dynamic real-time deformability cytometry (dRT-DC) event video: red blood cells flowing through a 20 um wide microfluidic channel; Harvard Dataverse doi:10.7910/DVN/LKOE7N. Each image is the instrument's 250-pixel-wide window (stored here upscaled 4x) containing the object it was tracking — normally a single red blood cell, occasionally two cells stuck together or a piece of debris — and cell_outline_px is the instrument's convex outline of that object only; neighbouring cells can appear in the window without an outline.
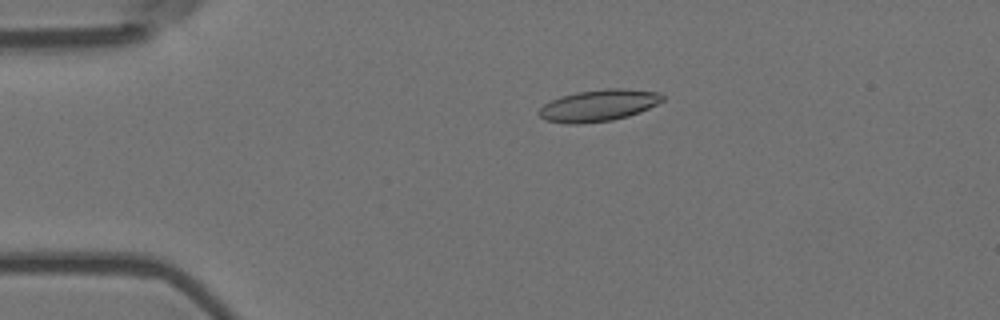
{"species": "Egyptian fruit bat (a non-hibernating species)", "species_latin": "Rousettus aegyptiacus", "temperature_condition": "room temperature", "stored_images_in_passage": 5, "camera_frame_rate_fps": 3000, "um_per_image_px": 0.085, "animal": {"sex": "female"}, "frame": {"image": 1, "passage_image": 4, "time_ms": 1.0, "image_size_px": [1000, 320], "cell_outline_px": [[664, 100], [640, 112], [628, 116], [612, 120], [580, 124], [564, 124], [544, 120], [536, 112], [544, 104], [560, 96], [576, 92], [604, 88], [624, 88], [660, 92], [664, 96]], "centroid_in_image_um": [50.86, 8.96], "position_along_channel_um": 34.1, "area_um2": 23.06}}